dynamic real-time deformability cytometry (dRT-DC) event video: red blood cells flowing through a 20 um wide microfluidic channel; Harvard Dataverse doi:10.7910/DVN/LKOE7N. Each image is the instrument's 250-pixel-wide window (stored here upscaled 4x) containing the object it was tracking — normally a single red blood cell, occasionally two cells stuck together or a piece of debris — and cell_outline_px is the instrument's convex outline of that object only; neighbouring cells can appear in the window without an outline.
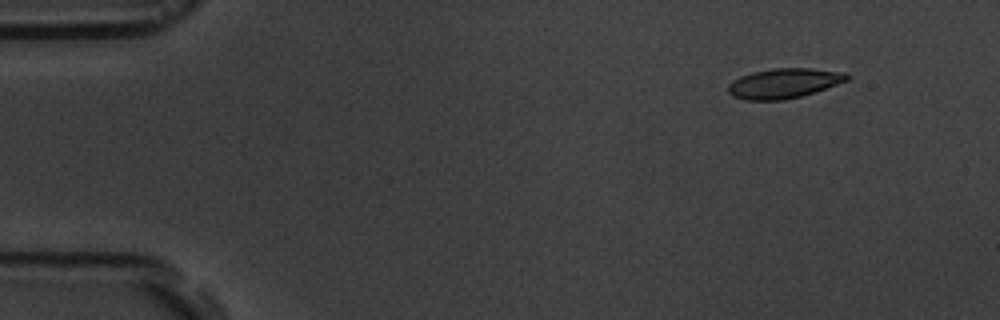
{"species": "common noctule bat (a hibernating species)", "species_latin": "Nyctalus noctula", "temperature_condition": "room temperature", "stored_images_in_passage": 5, "camera_frame_rate_fps": 3000, "um_per_image_px": 0.085, "animal": {"sex": "male", "body_mass_g": 19.5, "forearm_length_mm": 54.6}, "frame": {"image": 1, "passage_image": 1, "time_ms": 0.0, "image_size_px": [1000, 320], "cell_outline_px": [[852, 76], [848, 80], [816, 92], [784, 100], [744, 100], [732, 96], [728, 92], [728, 84], [732, 80], [740, 76], [752, 72], [772, 68], [812, 68], [844, 72]], "centroid_in_image_um": [66.63, 7.08], "position_along_channel_um": 18.4, "area_um2": 20.92}}
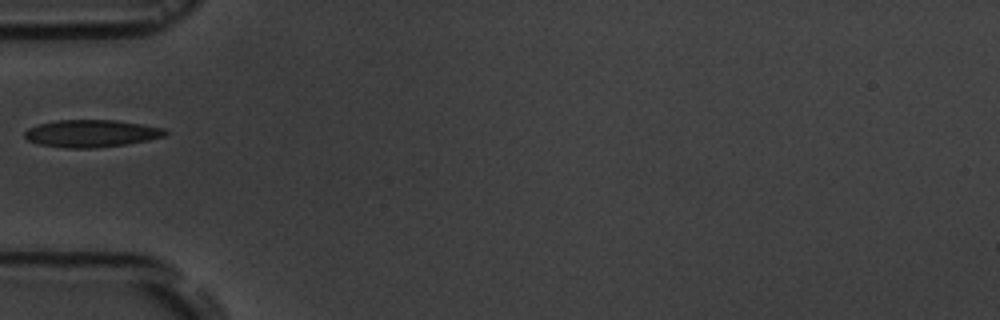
{"frame": {"image": 2, "passage_image": 4, "time_ms": 4.333, "image_size_px": [1000, 320], "cell_outline_px": [[168, 132], [164, 136], [148, 140], [124, 144], [96, 148], [64, 148], [40, 144], [28, 140], [24, 136], [24, 132], [28, 128], [40, 124], [56, 120], [116, 120], [164, 128]], "centroid_in_image_um": [7.75, 11.34], "position_along_channel_um": 77.2, "area_um2": 22.25}}
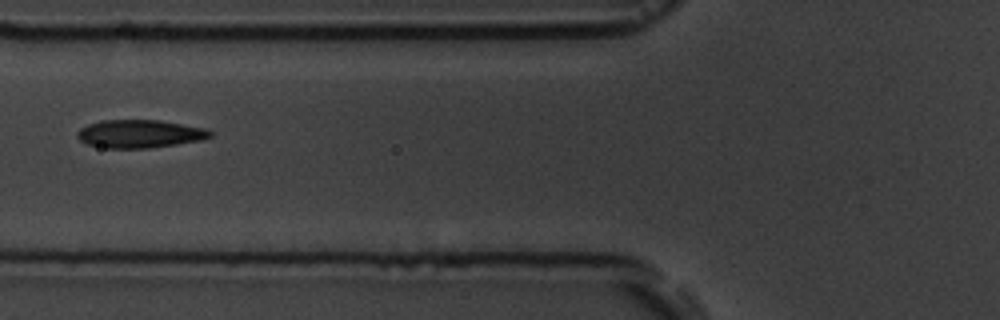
{"frame": {"image": 3, "passage_image": 5, "time_ms": 5.333, "image_size_px": [1000, 320], "cell_outline_px": [[212, 136], [200, 140], [176, 144], [148, 148], [108, 148], [88, 144], [80, 140], [76, 136], [76, 132], [80, 128], [88, 124], [100, 120], [160, 120], [204, 128], [212, 132]], "centroid_in_image_um": [11.84, 11.37], "position_along_channel_um": 114.0, "area_um2": 21.62}}